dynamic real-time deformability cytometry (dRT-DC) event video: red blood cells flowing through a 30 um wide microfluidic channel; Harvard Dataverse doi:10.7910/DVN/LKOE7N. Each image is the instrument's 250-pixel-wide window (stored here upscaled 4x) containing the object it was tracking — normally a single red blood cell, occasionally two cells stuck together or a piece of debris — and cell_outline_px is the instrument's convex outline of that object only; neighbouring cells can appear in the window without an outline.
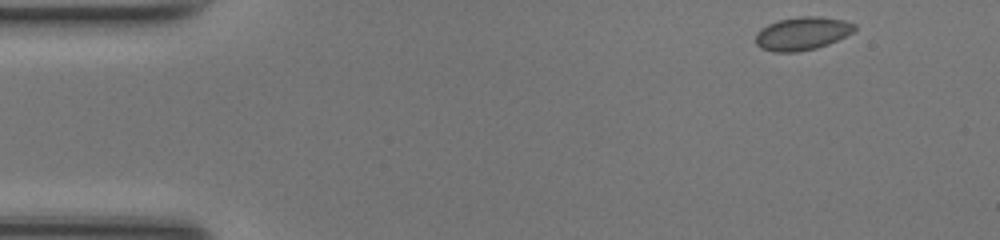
{"species": "common noctule bat (a hibernating species)", "species_latin": "Nyctalus noctula", "temperature_condition": "room temperature", "stored_images_in_passage": 45, "camera_frame_rate_fps": 3000, "um_per_image_px": 0.085, "animal": {"sex": "female", "body_mass_g": 17.0, "forearm_length_mm": 48.0}, "frame": {"image": 1, "passage_image": 1, "time_ms": 0.0, "image_size_px": [1000, 240], "cell_outline_px": [[856, 28], [852, 32], [828, 44], [816, 48], [796, 52], [776, 52], [760, 48], [756, 44], [756, 32], [760, 28], [768, 24], [780, 20], [800, 16], [820, 16], [844, 20], [856, 24]], "centroid_in_image_um": [68.17, 2.84], "position_along_channel_um": 16.8, "area_um2": 19.07}}
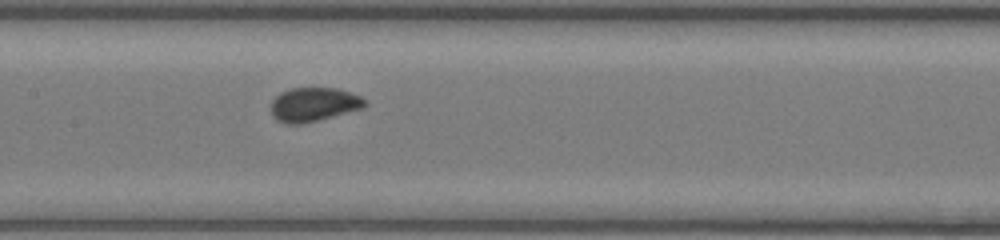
{"frame": {"image": 2, "passage_image": 20, "time_ms": 6.333, "image_size_px": [1000, 240], "cell_outline_px": [[368, 104], [364, 108], [300, 124], [284, 124], [276, 120], [272, 116], [272, 100], [280, 92], [292, 88], [336, 88], [352, 92], [360, 96]], "centroid_in_image_um": [26.66, 8.87], "position_along_channel_um": 180.7, "area_um2": 18.55}}
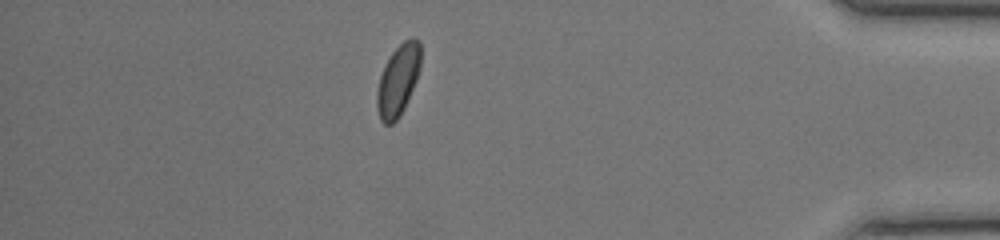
{"frame": {"image": 3, "passage_image": 39, "time_ms": 12.667, "image_size_px": [1000, 240], "cell_outline_px": [[420, 68], [416, 80], [404, 108], [400, 116], [392, 124], [384, 124], [380, 120], [376, 108], [376, 92], [380, 76], [384, 64], [392, 52], [404, 40], [412, 36], [420, 40]], "centroid_in_image_um": [33.82, 6.81], "position_along_channel_um": 401.4, "area_um2": 18.26}, "authors_computed_cell_mechanics": {"area_um2": 18.2648, "velocity_mm_per_s": 4.2069, "shape_relaxation_time_tau1_ms": 1.7674, "shape_relaxation_time_tau2_ms": null, "deformation_change_tau1": 0.0681, "deformation_change_tau2": null}}